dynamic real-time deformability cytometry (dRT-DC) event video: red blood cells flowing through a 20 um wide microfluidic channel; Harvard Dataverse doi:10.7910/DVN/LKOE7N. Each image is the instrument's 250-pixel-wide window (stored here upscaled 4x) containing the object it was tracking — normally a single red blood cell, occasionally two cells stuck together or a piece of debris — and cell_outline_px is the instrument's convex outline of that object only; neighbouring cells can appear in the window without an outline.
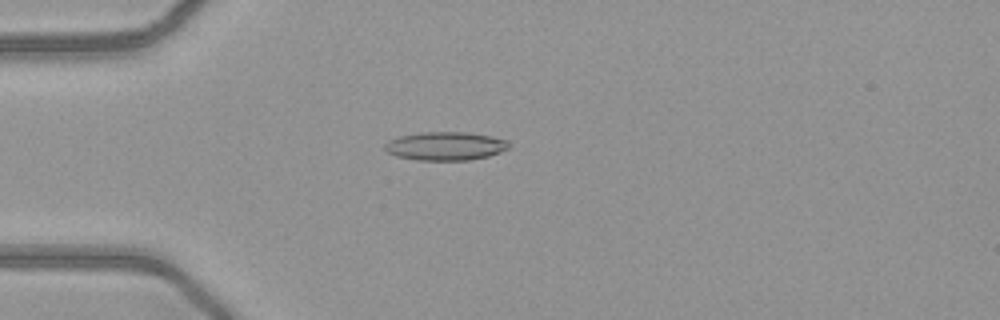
{"species": "common noctule bat (a hibernating species)", "species_latin": "Nyctalus noctula", "temperature_condition": "warm", "stored_images_in_passage": 49, "camera_frame_rate_fps": 3000, "um_per_image_px": 0.085, "animal": {"sex": "female", "body_mass_g": 21.9}, "frame": {"image": 1, "passage_image": 13, "time_ms": 4.0, "image_size_px": [1000, 320], "cell_outline_px": [[508, 148], [500, 152], [488, 156], [468, 160], [416, 160], [396, 156], [388, 152], [384, 148], [384, 144], [388, 140], [400, 136], [420, 132], [468, 132], [492, 136], [508, 140]], "centroid_in_image_um": [37.85, 12.41], "position_along_channel_um": 47.2, "area_um2": 20.63}}
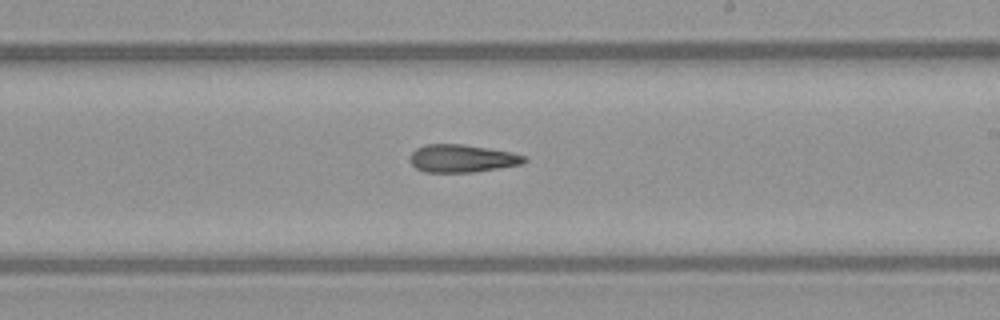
{"frame": {"image": 2, "passage_image": 29, "time_ms": 9.333, "image_size_px": [1000, 320], "cell_outline_px": [[528, 160], [520, 164], [472, 172], [424, 172], [416, 168], [408, 160], [408, 156], [416, 148], [424, 144], [464, 144], [512, 152], [528, 156]], "centroid_in_image_um": [39.24, 13.45], "position_along_channel_um": 249.8, "area_um2": 18.61}}
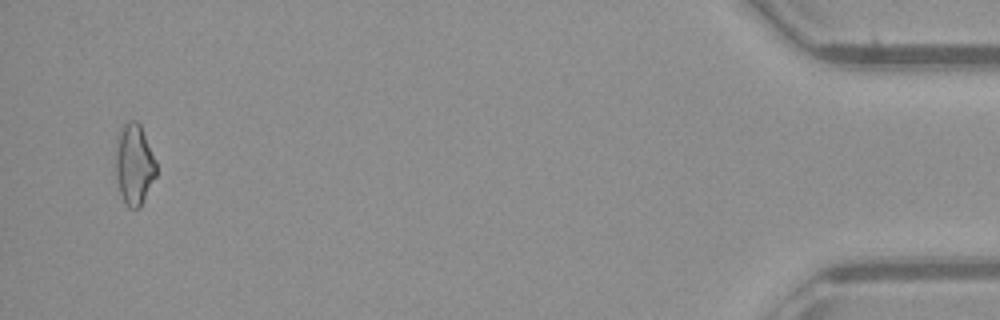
{"frame": {"image": 3, "passage_image": 48, "time_ms": 15.667, "image_size_px": [1000, 320], "cell_outline_px": [[156, 176], [140, 208], [128, 208], [120, 192], [116, 180], [116, 136], [120, 128], [128, 120], [136, 120], [140, 124], [156, 160]], "centroid_in_image_um": [11.4, 13.95], "position_along_channel_um": 423.8, "area_um2": 19.31}}